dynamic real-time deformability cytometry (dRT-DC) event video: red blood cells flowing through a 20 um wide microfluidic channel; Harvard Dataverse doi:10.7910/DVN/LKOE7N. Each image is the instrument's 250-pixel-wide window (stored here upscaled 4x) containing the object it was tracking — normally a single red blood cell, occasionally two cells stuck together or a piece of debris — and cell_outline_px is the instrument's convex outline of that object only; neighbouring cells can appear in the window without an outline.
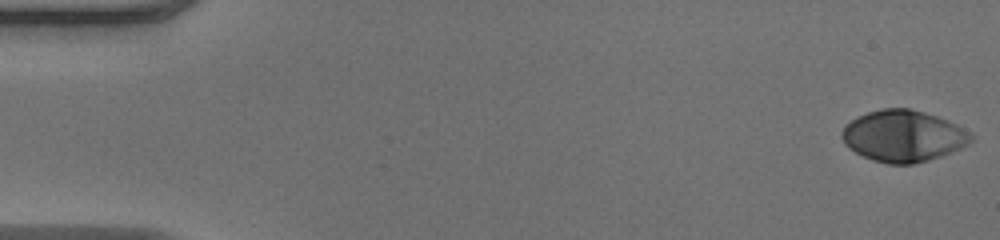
{"species": "human", "species_latin": "Homo sapiens", "temperature_condition": "warm", "stored_images_in_passage": 50, "camera_frame_rate_fps": 3000, "um_per_image_px": 0.085, "donor": {"sex": "male"}, "frame": {"image": 1, "passage_image": 1, "time_ms": 0.0, "image_size_px": [1000, 240], "cell_outline_px": [[972, 140], [968, 144], [960, 148], [940, 156], [928, 160], [912, 164], [888, 164], [872, 160], [848, 148], [844, 144], [840, 136], [840, 132], [844, 124], [856, 116], [868, 112], [884, 108], [908, 108], [924, 112], [948, 120], [956, 124], [968, 132], [972, 136]], "centroid_in_image_um": [76.71, 11.55], "position_along_channel_um": 8.3, "area_um2": 38.78}}
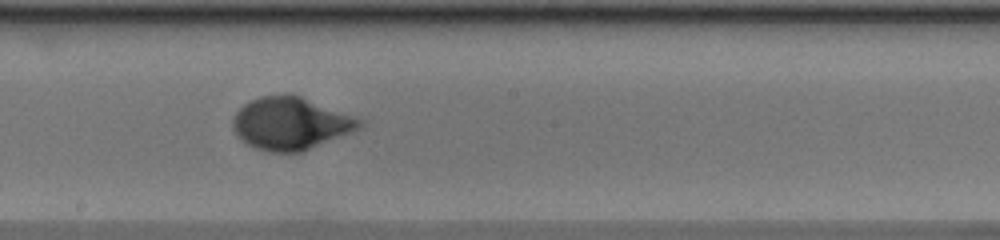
{"frame": {"image": 2, "passage_image": 28, "time_ms": 9.0, "image_size_px": [1000, 240], "cell_outline_px": [[368, 120], [360, 128], [352, 132], [300, 152], [268, 152], [256, 148], [240, 140], [232, 128], [232, 116], [248, 100], [260, 96], [288, 92], [300, 96]], "centroid_in_image_um": [24.71, 10.46], "position_along_channel_um": 223.5, "area_um2": 39.36}}
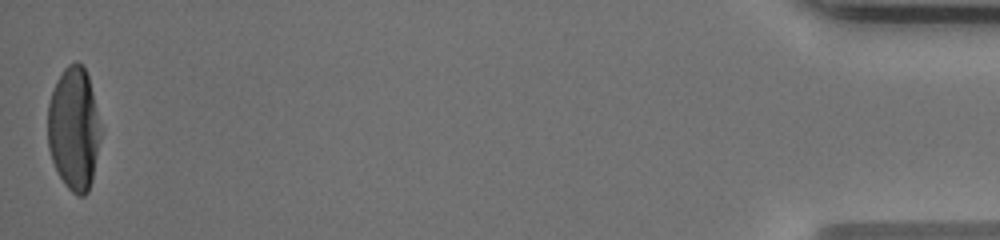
{"frame": {"image": 3, "passage_image": 50, "time_ms": 16.333, "image_size_px": [1000, 240], "cell_outline_px": [[104, 128], [92, 180], [88, 192], [84, 196], [76, 196], [64, 184], [52, 160], [48, 148], [48, 104], [56, 80], [64, 68], [68, 64], [76, 60], [84, 68], [88, 76]], "centroid_in_image_um": [6.32, 10.94], "position_along_channel_um": 428.9, "area_um2": 38.84}, "authors_computed_cell_mechanics": {"area_um2": 38.1769, "velocity_mm_per_s": 4.0875, "shape_relaxation_time_tau1_ms": 4.4024, "shape_relaxation_time_tau2_ms": null, "deformation_change_tau1": 0.267, "deformation_change_tau2": null}}